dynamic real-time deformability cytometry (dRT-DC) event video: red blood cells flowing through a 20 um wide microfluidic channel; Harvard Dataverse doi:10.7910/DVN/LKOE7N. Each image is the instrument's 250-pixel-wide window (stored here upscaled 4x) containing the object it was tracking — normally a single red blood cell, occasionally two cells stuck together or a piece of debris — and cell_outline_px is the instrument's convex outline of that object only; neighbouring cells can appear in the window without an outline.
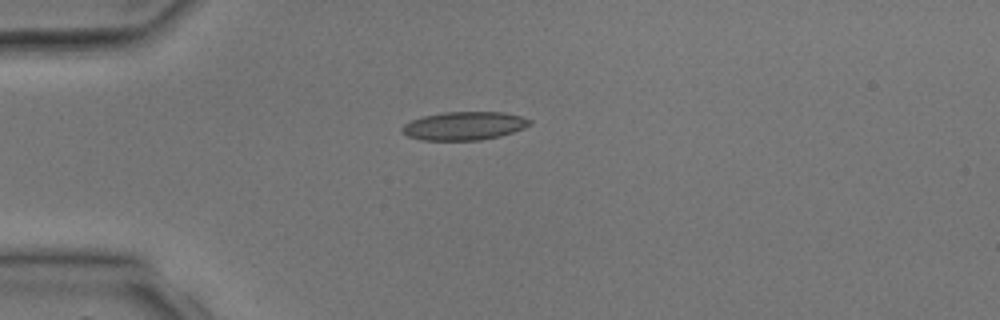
{"species": "common noctule bat (a hibernating species)", "species_latin": "Nyctalus noctula", "temperature_condition": "room temperature", "stored_images_in_passage": 1, "camera_frame_rate_fps": 3000, "um_per_image_px": 0.085, "animal": {"sex": "male", "body_mass_g": 17.9, "forearm_length_mm": 54.2}, "frame": {"image": 1, "passage_image": 1, "time_ms": 0.0, "image_size_px": [1000, 320], "cell_outline_px": [[532, 124], [524, 128], [500, 136], [480, 140], [420, 140], [408, 136], [400, 132], [400, 128], [404, 124], [412, 120], [424, 116], [444, 112], [504, 112], [520, 116], [532, 120]], "centroid_in_image_um": [39.44, 10.7], "position_along_channel_um": 45.6, "area_um2": 21.15}}